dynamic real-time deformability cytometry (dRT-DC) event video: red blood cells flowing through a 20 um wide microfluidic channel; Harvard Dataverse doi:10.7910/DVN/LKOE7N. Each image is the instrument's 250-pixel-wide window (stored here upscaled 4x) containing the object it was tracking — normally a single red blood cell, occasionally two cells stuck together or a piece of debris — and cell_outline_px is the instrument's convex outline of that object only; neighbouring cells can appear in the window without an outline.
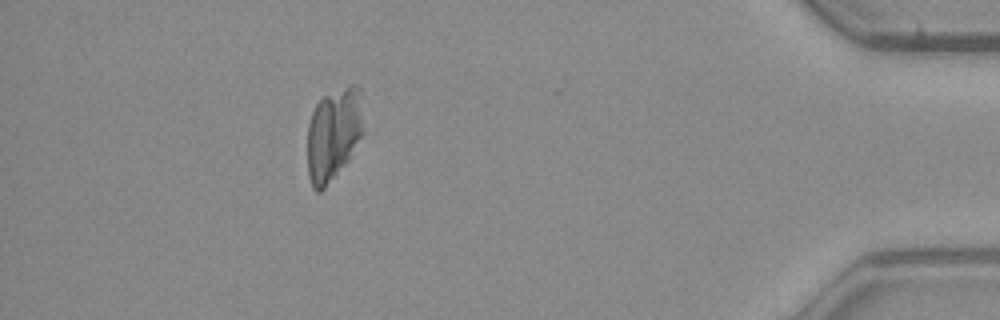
{"species": "common noctule bat (a hibernating species)", "species_latin": "Nyctalus noctula", "temperature_condition": "warm", "stored_images_in_passage": 53, "camera_frame_rate_fps": 3000, "um_per_image_px": 0.085, "animal": {"sex": "male", "body_mass_g": 23.1, "forearm_length_mm": 52.7}, "frame": {"image": 1, "passage_image": 47, "time_ms": 15.333, "image_size_px": [1000, 320], "cell_outline_px": [[360, 136], [348, 160], [336, 176], [320, 192], [316, 192], [312, 188], [308, 176], [308, 124], [312, 112], [316, 104], [324, 96], [348, 84], [356, 84], [360, 88]], "centroid_in_image_um": [28.29, 11.43], "position_along_channel_um": 406.9, "area_um2": 29.71}}